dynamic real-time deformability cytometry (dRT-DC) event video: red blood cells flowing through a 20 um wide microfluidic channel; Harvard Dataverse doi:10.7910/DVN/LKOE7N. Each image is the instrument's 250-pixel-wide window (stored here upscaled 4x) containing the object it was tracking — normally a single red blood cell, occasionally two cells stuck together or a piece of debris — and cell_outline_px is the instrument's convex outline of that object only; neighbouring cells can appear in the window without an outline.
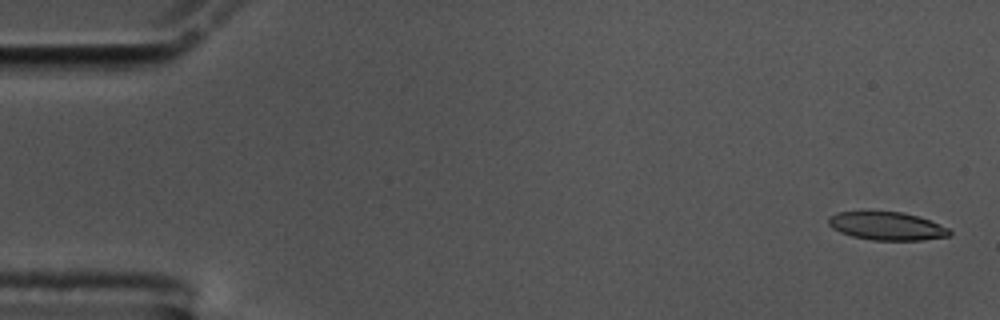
{"species": "common noctule bat (a hibernating species)", "species_latin": "Nyctalus noctula", "temperature_condition": "cold", "stored_images_in_passage": 56, "camera_frame_rate_fps": 3000, "um_per_image_px": 0.085, "animal": {"sex": "male", "body_mass_g": 17.5, "forearm_length_mm": 52.3}, "frame": {"image": 1, "passage_image": 2, "time_ms": 0.333, "image_size_px": [1000, 320], "cell_outline_px": [[952, 236], [920, 240], [872, 240], [852, 236], [840, 232], [832, 228], [828, 224], [828, 216], [840, 212], [904, 212], [928, 220], [948, 228], [952, 232]], "centroid_in_image_um": [75.38, 19.22], "position_along_channel_um": 9.6, "area_um2": 19.71}}
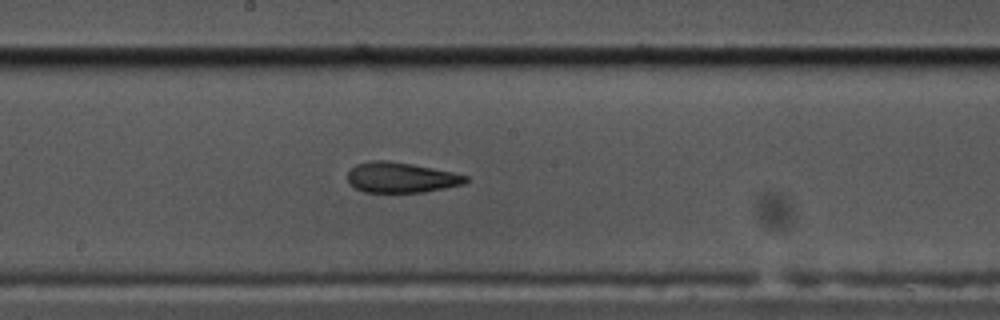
{"frame": {"image": 2, "passage_image": 30, "time_ms": 9.667, "image_size_px": [1000, 320], "cell_outline_px": [[468, 180], [464, 184], [424, 192], [364, 192], [348, 184], [348, 172], [356, 164], [372, 160], [388, 160], [412, 164], [452, 172], [468, 176]], "centroid_in_image_um": [34.07, 15.08], "position_along_channel_um": 214.1, "area_um2": 20.87}}
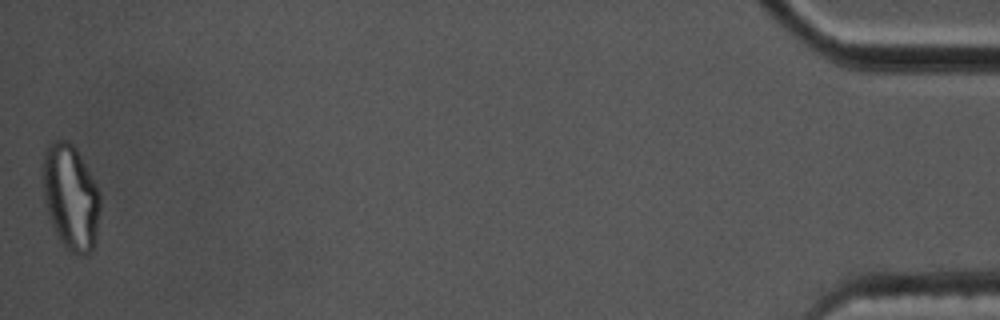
{"frame": {"image": 3, "passage_image": 56, "time_ms": 18.333, "image_size_px": [1000, 320], "cell_outline_px": [[100, 208], [96, 236], [92, 248], [84, 256], [80, 256], [64, 248], [56, 236], [44, 200], [44, 152], [48, 144], [52, 140], [68, 140], [76, 148], [96, 184], [100, 192]], "centroid_in_image_um": [6.02, 16.77], "position_along_channel_um": 429.2, "area_um2": 35.08}, "authors_computed_cell_mechanics": {"area_um2": 21.5305, "velocity_mm_per_s": 3.5796, "shape_relaxation_time_tau1_ms": null, "shape_relaxation_time_tau2_ms": 2.6225, "deformation_change_tau1": null, "deformation_change_tau2": 0.1042}}